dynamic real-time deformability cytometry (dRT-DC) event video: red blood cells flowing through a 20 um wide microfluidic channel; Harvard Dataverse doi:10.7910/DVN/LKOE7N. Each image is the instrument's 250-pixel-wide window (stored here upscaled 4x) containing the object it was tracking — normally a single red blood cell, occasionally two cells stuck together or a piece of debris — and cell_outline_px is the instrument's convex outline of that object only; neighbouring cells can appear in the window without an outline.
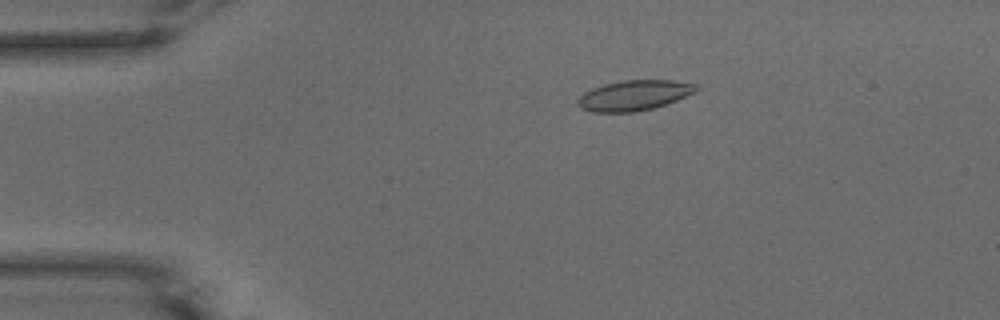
{"species": "common noctule bat (a hibernating species)", "species_latin": "Nyctalus noctula", "temperature_condition": "warm", "stored_images_in_passage": 52, "camera_frame_rate_fps": 3000, "um_per_image_px": 0.085, "animal": {"sex": "male", "body_mass_g": 15.6}, "frame": {"image": 1, "passage_image": 10, "time_ms": 3.0, "image_size_px": [1000, 320], "cell_outline_px": [[700, 88], [696, 92], [676, 100], [652, 108], [632, 112], [592, 112], [580, 108], [576, 104], [576, 100], [584, 92], [592, 88], [604, 84], [624, 80], [672, 80], [696, 84]], "centroid_in_image_um": [53.87, 8.1], "position_along_channel_um": 31.1, "area_um2": 20.87}}
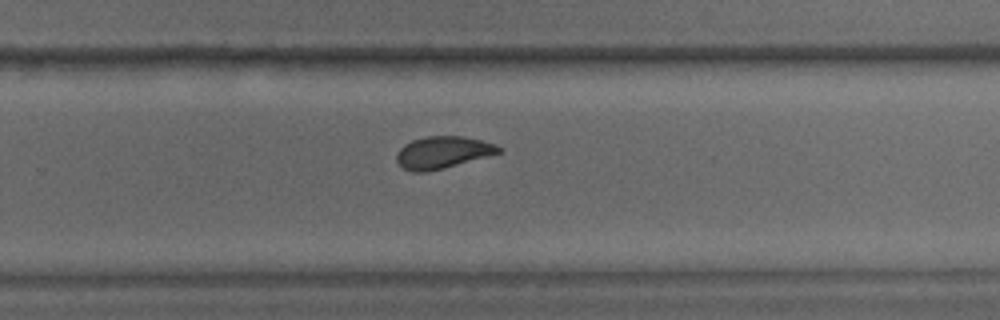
{"frame": {"image": 2, "passage_image": 34, "time_ms": 11.0, "image_size_px": [1000, 320], "cell_outline_px": [[504, 152], [444, 168], [428, 172], [412, 172], [404, 168], [396, 160], [396, 152], [404, 144], [412, 140], [428, 136], [460, 136], [480, 140], [496, 144], [504, 148]], "centroid_in_image_um": [37.66, 12.96], "position_along_channel_um": 292.1, "area_um2": 19.25}}
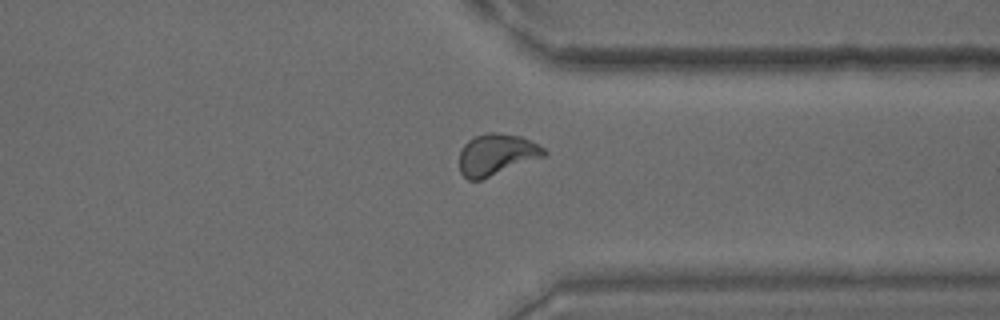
{"frame": {"image": 3, "passage_image": 40, "time_ms": 13.0, "image_size_px": [1000, 320], "cell_outline_px": [[548, 152], [544, 156], [480, 180], [468, 180], [460, 172], [460, 148], [468, 140], [476, 136], [488, 132], [496, 132], [520, 136], [544, 148]], "centroid_in_image_um": [42.17, 13.13], "position_along_channel_um": 369.2, "area_um2": 20.17}, "authors_computed_cell_mechanics": {"area_um2": 20.1144, "velocity_mm_per_s": 3.8943, "shape_relaxation_time_tau1_ms": 5.9782, "shape_relaxation_time_tau2_ms": 1.258, "deformation_change_tau1": 0.1496, "deformation_change_tau2": 0.0517}}